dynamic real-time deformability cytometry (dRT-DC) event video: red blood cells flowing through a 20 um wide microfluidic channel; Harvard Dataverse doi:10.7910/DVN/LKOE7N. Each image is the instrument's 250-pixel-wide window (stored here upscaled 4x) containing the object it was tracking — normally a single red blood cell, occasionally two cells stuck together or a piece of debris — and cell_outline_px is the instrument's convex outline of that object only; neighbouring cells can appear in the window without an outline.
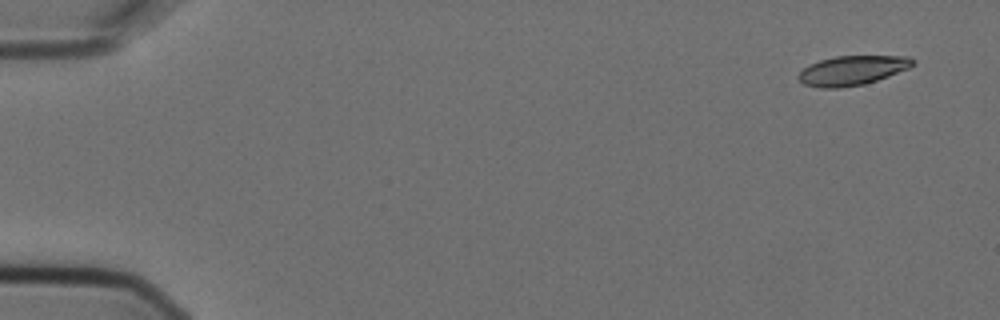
{"species": "Egyptian fruit bat (a non-hibernating species)", "species_latin": "Rousettus aegyptiacus", "temperature_condition": "cold", "stored_images_in_passage": 6, "camera_frame_rate_fps": 3000, "um_per_image_px": 0.085, "animal": {"sex": "female"}, "frame": {"image": 1, "passage_image": 1, "time_ms": 0.0, "image_size_px": [1000, 320], "cell_outline_px": [[916, 64], [908, 68], [888, 76], [864, 84], [840, 88], [820, 88], [804, 84], [796, 76], [808, 64], [820, 60], [836, 56], [908, 56], [916, 60]], "centroid_in_image_um": [72.44, 5.98], "position_along_channel_um": 12.6, "area_um2": 19.65}}
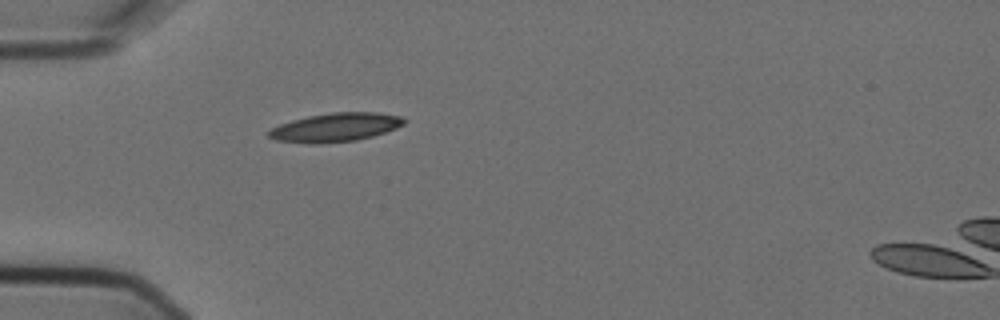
{"frame": {"image": 2, "passage_image": 5, "time_ms": 1.333, "image_size_px": [1000, 320], "cell_outline_px": [[408, 120], [404, 124], [396, 128], [372, 136], [356, 140], [320, 144], [312, 144], [276, 140], [268, 136], [268, 132], [272, 128], [280, 124], [292, 120], [308, 116], [332, 112], [376, 112], [400, 116]], "centroid_in_image_um": [28.52, 10.82], "position_along_channel_um": 56.5, "area_um2": 22.6}}